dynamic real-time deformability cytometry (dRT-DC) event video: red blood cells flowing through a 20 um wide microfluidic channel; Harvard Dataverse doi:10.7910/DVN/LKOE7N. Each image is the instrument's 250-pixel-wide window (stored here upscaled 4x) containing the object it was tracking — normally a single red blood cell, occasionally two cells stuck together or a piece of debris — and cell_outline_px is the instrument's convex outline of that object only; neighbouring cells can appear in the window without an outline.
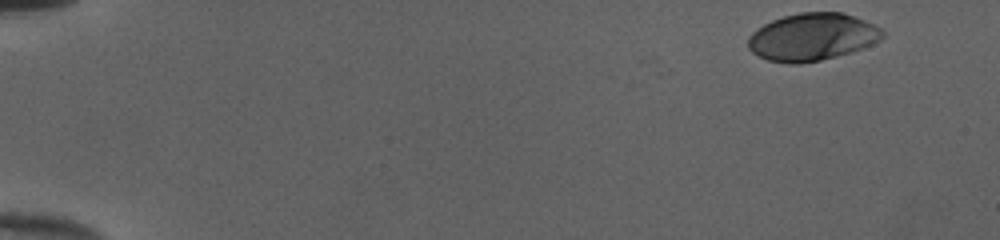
{"species": "human", "species_latin": "Homo sapiens", "temperature_condition": "cold", "stored_images_in_passage": 43, "camera_frame_rate_fps": 3000, "um_per_image_px": 0.085, "donor": {"sex": "female"}, "frame": {"image": 1, "passage_image": 1, "time_ms": 0.0, "image_size_px": [1000, 240], "cell_outline_px": [[884, 36], [880, 40], [872, 44], [852, 52], [820, 60], [800, 64], [792, 64], [768, 60], [752, 52], [748, 48], [748, 36], [752, 32], [764, 24], [772, 20], [784, 16], [800, 12], [840, 12], [864, 20], [880, 28], [884, 32]], "centroid_in_image_um": [69.03, 3.14], "position_along_channel_um": 16.0, "area_um2": 36.99}}
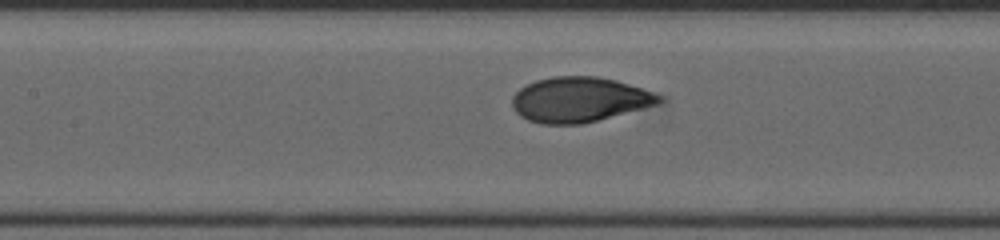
{"frame": {"image": 2, "passage_image": 23, "time_ms": 7.333, "image_size_px": [1000, 240], "cell_outline_px": [[664, 100], [656, 104], [596, 120], [580, 124], [540, 124], [528, 120], [520, 116], [512, 108], [512, 96], [520, 88], [536, 80], [552, 76], [596, 76], [616, 80], [652, 92], [660, 96]], "centroid_in_image_um": [49.18, 8.46], "position_along_channel_um": 158.2, "area_um2": 38.15}}
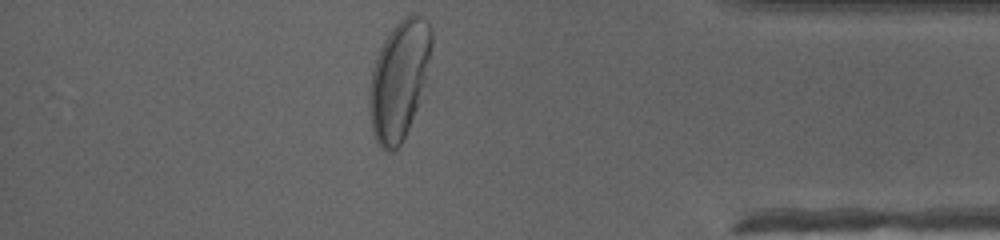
{"frame": {"image": 3, "passage_image": 43, "time_ms": 14.0, "image_size_px": [1000, 240], "cell_outline_px": [[432, 84], [396, 152], [388, 152], [380, 148], [372, 132], [368, 112], [368, 92], [372, 72], [376, 56], [388, 32], [404, 16], [412, 12], [420, 16], [428, 24], [432, 32]], "centroid_in_image_um": [34.0, 6.84], "position_along_channel_um": 401.2, "area_um2": 45.37}, "authors_computed_cell_mechanics": {"area_um2": 38.148, "velocity_mm_per_s": 4.0091, "shape_relaxation_time_tau1_ms": 2.8856, "shape_relaxation_time_tau2_ms": null, "deformation_change_tau1": 0.1681, "deformation_change_tau2": null}}